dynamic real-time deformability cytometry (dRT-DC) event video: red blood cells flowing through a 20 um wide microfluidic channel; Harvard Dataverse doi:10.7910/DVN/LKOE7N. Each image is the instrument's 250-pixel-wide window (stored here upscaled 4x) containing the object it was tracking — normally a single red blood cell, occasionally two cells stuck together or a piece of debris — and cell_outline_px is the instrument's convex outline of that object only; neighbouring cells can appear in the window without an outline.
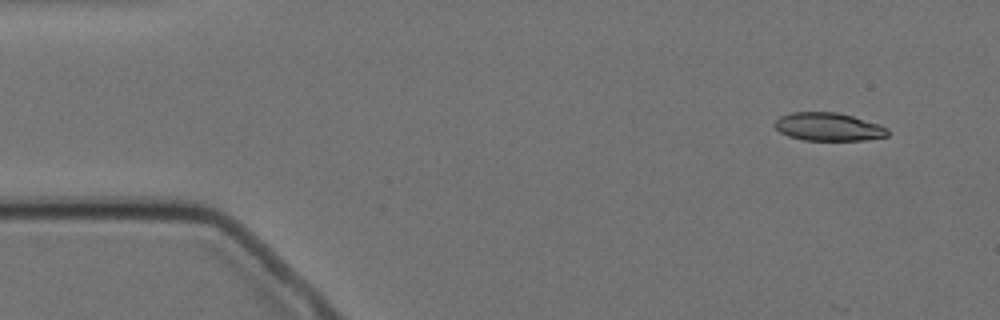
{"species": "Egyptian fruit bat (a non-hibernating species)", "species_latin": "Rousettus aegyptiacus", "temperature_condition": "cold", "stored_images_in_passage": 4, "camera_frame_rate_fps": 3000, "um_per_image_px": 0.085, "animal": {"sex": "female"}, "frame": {"image": 1, "passage_image": 1, "time_ms": 0.0, "image_size_px": [1000, 320], "cell_outline_px": [[888, 136], [864, 140], [804, 140], [788, 136], [780, 132], [772, 124], [780, 116], [792, 112], [836, 112], [852, 116], [888, 128]], "centroid_in_image_um": [70.37, 10.78], "position_along_channel_um": 14.6, "area_um2": 18.38}}